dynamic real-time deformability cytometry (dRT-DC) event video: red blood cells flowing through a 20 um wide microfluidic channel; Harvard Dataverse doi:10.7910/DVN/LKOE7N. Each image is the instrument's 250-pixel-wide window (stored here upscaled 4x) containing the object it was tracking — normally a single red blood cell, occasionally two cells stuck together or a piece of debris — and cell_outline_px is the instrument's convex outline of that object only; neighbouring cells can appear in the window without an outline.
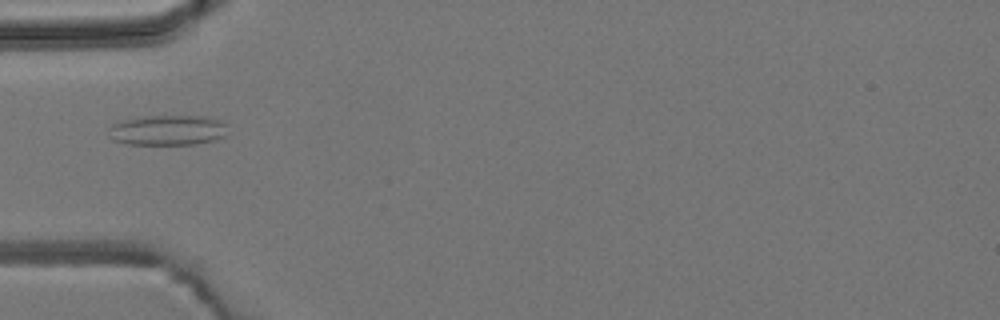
{"species": "common noctule bat (a hibernating species)", "species_latin": "Nyctalus noctula", "temperature_condition": "room temperature", "stored_images_in_passage": 3, "camera_frame_rate_fps": 3000, "um_per_image_px": 0.085, "animal": {"sex": "male", "body_mass_g": 19.2, "forearm_length_mm": 51.8}, "frame": {"image": 1, "passage_image": 3, "time_ms": 2.333, "image_size_px": [1000, 320], "cell_outline_px": [[228, 136], [216, 140], [196, 144], [128, 144], [112, 140], [108, 136], [108, 128], [112, 124], [124, 120], [144, 116], [204, 116], [220, 120], [224, 124]], "centroid_in_image_um": [14.25, 11.07], "position_along_channel_um": 70.8, "area_um2": 21.15}}